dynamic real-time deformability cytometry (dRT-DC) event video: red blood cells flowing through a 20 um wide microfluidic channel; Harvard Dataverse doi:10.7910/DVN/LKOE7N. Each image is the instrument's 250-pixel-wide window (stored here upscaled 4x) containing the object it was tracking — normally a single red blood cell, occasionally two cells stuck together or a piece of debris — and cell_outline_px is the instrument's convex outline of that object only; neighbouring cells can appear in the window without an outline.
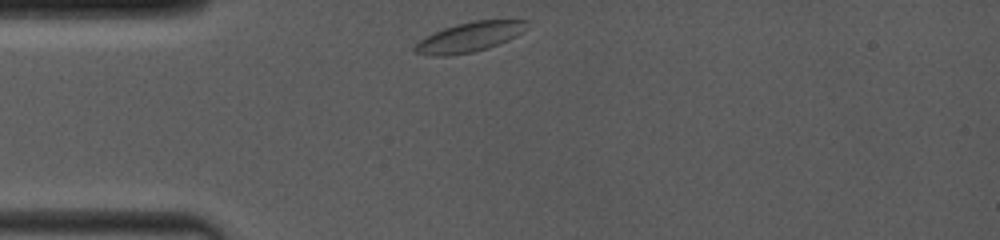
{"species": "common noctule bat (a hibernating species)", "species_latin": "Nyctalus noctula", "temperature_condition": "room temperature", "stored_images_in_passage": 4, "camera_frame_rate_fps": 4000, "um_per_image_px": 0.085, "animal": {"sex": "female", "body_mass_g": 19.0, "forearm_length_mm": 53.3}, "frame": {"image": 1, "passage_image": 1, "time_ms": 0.0, "image_size_px": [1000, 240], "cell_outline_px": [[532, 20], [516, 36], [500, 44], [488, 48], [472, 52], [444, 56], [432, 56], [416, 52], [412, 48], [420, 40], [444, 28], [456, 24], [476, 20]], "centroid_in_image_um": [39.92, 3.15], "position_along_channel_um": 45.1, "area_um2": 19.13}}
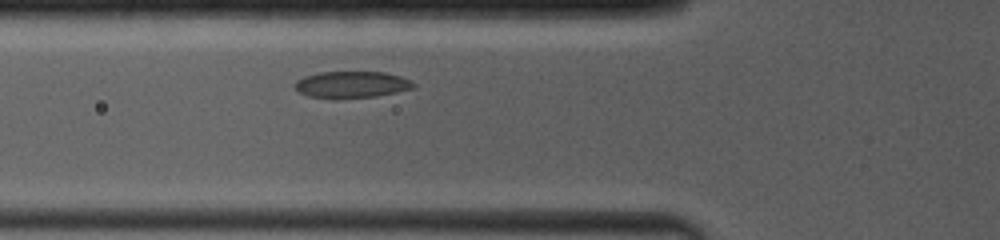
{"frame": {"image": 2, "passage_image": 4, "time_ms": 1.75, "image_size_px": [1000, 240], "cell_outline_px": [[416, 84], [412, 88], [396, 92], [376, 96], [336, 100], [332, 100], [308, 96], [300, 92], [292, 84], [296, 80], [304, 76], [320, 72], [384, 72], [400, 76]], "centroid_in_image_um": [29.82, 7.21], "position_along_channel_um": 96.0, "area_um2": 18.67}}